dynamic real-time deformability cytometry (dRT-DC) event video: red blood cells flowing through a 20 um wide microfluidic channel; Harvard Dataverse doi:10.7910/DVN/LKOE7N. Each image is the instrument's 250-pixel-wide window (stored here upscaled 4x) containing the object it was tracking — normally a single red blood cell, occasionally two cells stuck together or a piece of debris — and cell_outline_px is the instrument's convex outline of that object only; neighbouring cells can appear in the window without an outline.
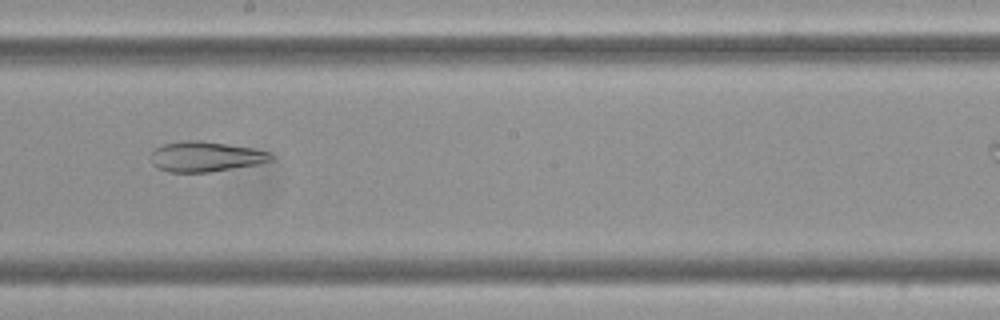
{"species": "Egyptian fruit bat (a non-hibernating species)", "species_latin": "Rousettus aegyptiacus", "temperature_condition": "cold", "stored_images_in_passage": 33, "camera_frame_rate_fps": 3000, "um_per_image_px": 0.085, "frame": {"image": 1, "passage_image": 15, "time_ms": 4.667, "image_size_px": [1000, 320], "cell_outline_px": [[276, 156], [272, 160], [256, 164], [208, 172], [168, 172], [156, 168], [152, 164], [152, 152], [156, 148], [164, 144], [184, 140], [200, 140], [252, 148], [268, 152]], "centroid_in_image_um": [17.45, 13.31], "position_along_channel_um": 230.7, "area_um2": 20.98}, "authors_computed_cell_mechanics": {"area_um2": 23.12, "velocity_mm_per_s": 3.4901, "shape_relaxation_time_tau1_ms": null, "shape_relaxation_time_tau2_ms": 6.9013, "deformation_change_tau1": null, "deformation_change_tau2": 0.1659}}